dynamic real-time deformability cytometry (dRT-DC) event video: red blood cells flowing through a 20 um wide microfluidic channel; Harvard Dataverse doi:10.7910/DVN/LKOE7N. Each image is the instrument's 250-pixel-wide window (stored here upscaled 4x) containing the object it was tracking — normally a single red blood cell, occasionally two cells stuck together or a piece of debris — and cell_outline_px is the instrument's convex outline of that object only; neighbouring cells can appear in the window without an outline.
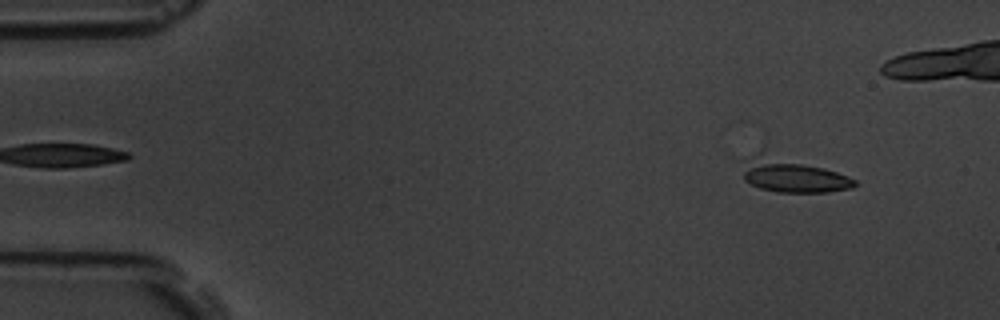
{"species": "common noctule bat (a hibernating species)", "species_latin": "Nyctalus noctula", "temperature_condition": "room temperature", "stored_images_in_passage": 6, "camera_frame_rate_fps": 3000, "um_per_image_px": 0.085, "animal": {"sex": "male", "body_mass_g": 19.5, "forearm_length_mm": 54.6}, "frame": {"image": 1, "passage_image": 1, "time_ms": 0.0, "image_size_px": [1000, 320], "cell_outline_px": [[856, 184], [852, 188], [828, 192], [776, 192], [760, 188], [744, 180], [744, 172], [752, 168], [772, 160], [804, 164], [824, 168], [848, 176], [856, 180]], "centroid_in_image_um": [67.73, 15.13], "position_along_channel_um": 17.3, "area_um2": 18.61}}
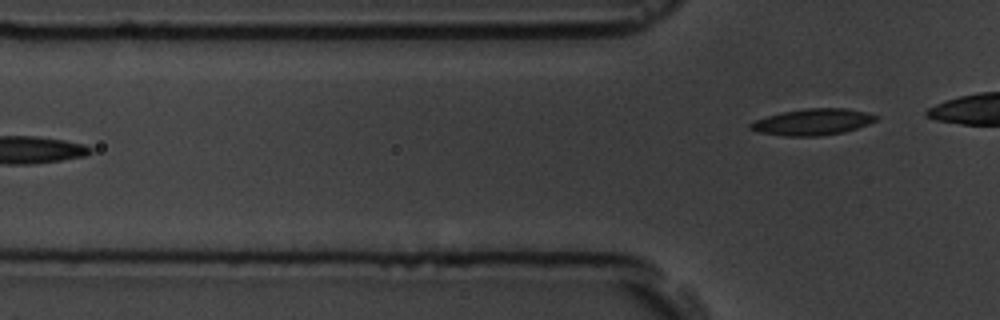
{"frame": {"image": 2, "passage_image": 6, "time_ms": 5.667, "image_size_px": [1000, 320], "cell_outline_px": [[880, 116], [876, 120], [868, 124], [844, 132], [820, 136], [784, 136], [756, 132], [748, 128], [748, 124], [756, 120], [768, 116], [784, 112], [808, 108], [844, 108], [864, 112]], "centroid_in_image_um": [69.05, 10.38], "position_along_channel_um": 56.7, "area_um2": 19.19}}